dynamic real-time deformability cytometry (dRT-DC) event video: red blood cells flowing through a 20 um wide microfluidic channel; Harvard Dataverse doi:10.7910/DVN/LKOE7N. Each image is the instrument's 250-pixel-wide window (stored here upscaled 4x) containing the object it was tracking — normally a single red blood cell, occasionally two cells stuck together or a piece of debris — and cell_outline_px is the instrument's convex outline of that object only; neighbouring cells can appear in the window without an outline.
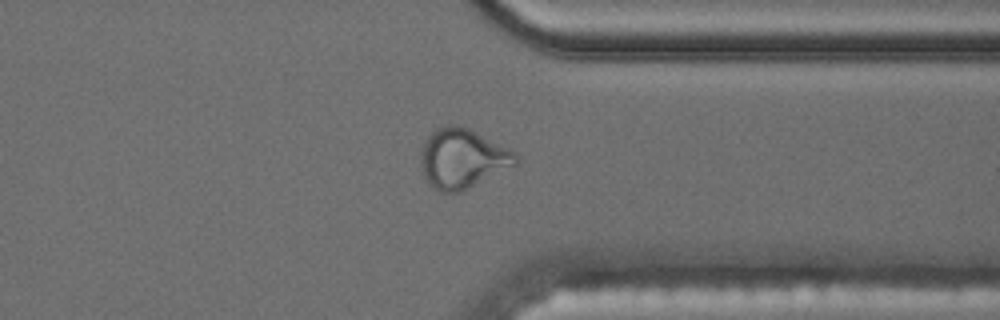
{"species": "common noctule bat (a hibernating species)", "species_latin": "Nyctalus noctula", "temperature_condition": "cold", "stored_images_in_passage": 44, "camera_frame_rate_fps": 3000, "um_per_image_px": 0.085, "animal": {"sex": "male", "body_mass_g": 17.5, "forearm_length_mm": 52.3}, "frame": {"image": 1, "passage_image": 38, "time_ms": 12.333, "image_size_px": [1000, 320], "cell_outline_px": [[520, 160], [516, 164], [460, 192], [440, 192], [428, 184], [424, 176], [420, 164], [420, 152], [428, 136], [436, 128], [448, 124], [456, 124], [468, 128], [516, 152], [520, 156]], "centroid_in_image_um": [39.29, 13.46], "position_along_channel_um": 372.1, "area_um2": 32.89}, "authors_computed_cell_mechanics": {"area_um2": 21.386, "velocity_mm_per_s": 3.5325, "shape_relaxation_time_tau1_ms": null, "shape_relaxation_time_tau2_ms": 1.1726, "deformation_change_tau1": null, "deformation_change_tau2": 0.0658}}